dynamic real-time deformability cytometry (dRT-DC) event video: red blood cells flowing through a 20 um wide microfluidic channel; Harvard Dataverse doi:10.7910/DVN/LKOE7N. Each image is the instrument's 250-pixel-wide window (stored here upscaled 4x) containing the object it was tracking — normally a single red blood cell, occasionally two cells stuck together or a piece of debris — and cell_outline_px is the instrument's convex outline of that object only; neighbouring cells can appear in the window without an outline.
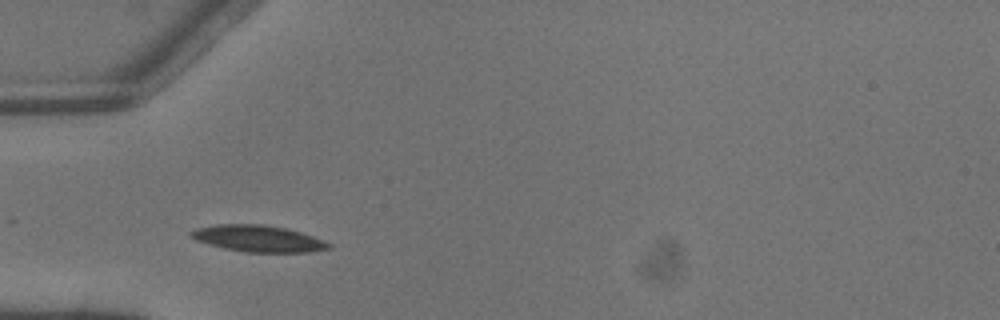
{"species": "common noctule bat (a hibernating species)", "species_latin": "Nyctalus noctula", "temperature_condition": "warm", "stored_images_in_passage": 2, "camera_frame_rate_fps": 3000, "um_per_image_px": 0.085, "animal": {"sex": "male", "body_mass_g": 13.3}, "frame": {"image": 1, "passage_image": 2, "time_ms": 0.333, "image_size_px": [1000, 320], "cell_outline_px": [[332, 248], [308, 252], [244, 252], [224, 248], [208, 244], [196, 240], [188, 236], [188, 232], [196, 228], [220, 224], [264, 224], [284, 228], [300, 232], [324, 240], [332, 244]], "centroid_in_image_um": [21.93, 20.28], "position_along_channel_um": 63.1, "area_um2": 21.33}}